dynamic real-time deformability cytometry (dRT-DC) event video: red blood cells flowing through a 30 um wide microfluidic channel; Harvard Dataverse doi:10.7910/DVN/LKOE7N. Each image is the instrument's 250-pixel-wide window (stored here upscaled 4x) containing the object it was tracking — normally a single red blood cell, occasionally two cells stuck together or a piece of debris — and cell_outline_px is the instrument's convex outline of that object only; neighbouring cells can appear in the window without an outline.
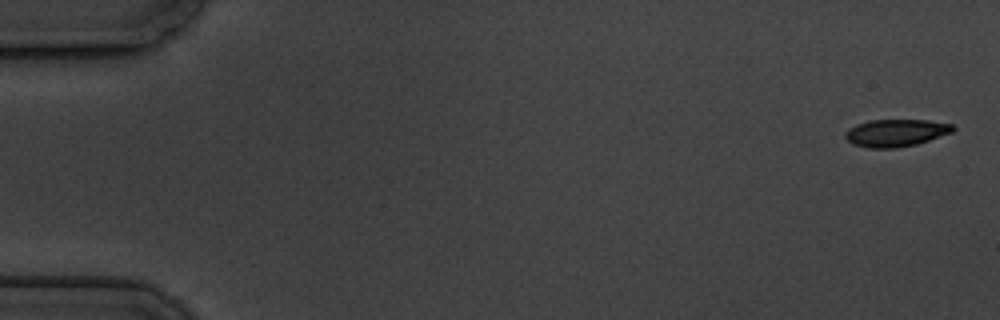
{"species": "common noctule bat (a hibernating species)", "species_latin": "Nyctalus noctula", "temperature_condition": "cold", "stored_images_in_passage": 4, "camera_frame_rate_fps": 3000, "um_per_image_px": 0.085, "animal": {"sex": "male", "body_mass_g": 19.5, "forearm_length_mm": 54.6}, "frame": {"image": 1, "passage_image": 1, "time_ms": 0.0, "image_size_px": [1000, 320], "cell_outline_px": [[956, 128], [952, 132], [916, 144], [896, 148], [868, 148], [852, 144], [844, 136], [844, 132], [848, 128], [856, 124], [868, 120], [928, 120], [952, 124]], "centroid_in_image_um": [76.11, 11.29], "position_along_channel_um": 8.9, "area_um2": 17.22}}